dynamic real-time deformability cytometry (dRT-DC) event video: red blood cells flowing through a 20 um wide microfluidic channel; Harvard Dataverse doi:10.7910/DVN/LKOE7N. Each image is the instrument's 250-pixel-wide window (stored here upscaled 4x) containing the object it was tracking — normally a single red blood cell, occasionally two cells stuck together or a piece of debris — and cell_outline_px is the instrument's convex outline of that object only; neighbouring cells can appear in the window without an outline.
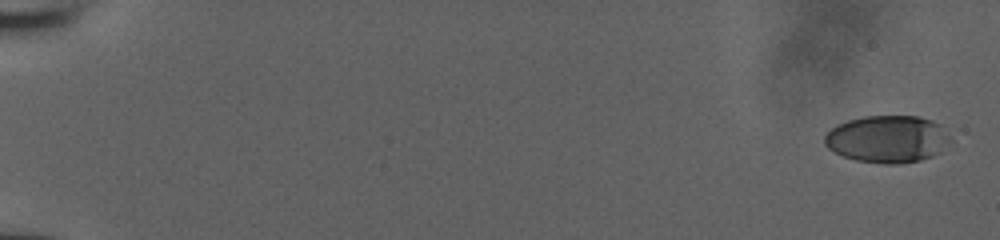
{"species": "human", "species_latin": "Homo sapiens", "temperature_condition": "room temperature", "stored_images_in_passage": 10, "camera_frame_rate_fps": 3000, "um_per_image_px": 0.085, "donor": {"sex": "male"}, "frame": {"image": 1, "passage_image": 1, "time_ms": 0.0, "image_size_px": [1000, 240], "cell_outline_px": [[952, 140], [940, 152], [932, 156], [920, 160], [896, 164], [884, 164], [856, 160], [844, 156], [828, 148], [824, 144], [824, 136], [836, 124], [848, 120], [864, 116], [920, 116], [932, 120], [940, 124]], "centroid_in_image_um": [75.44, 11.81], "position_along_channel_um": 9.6, "area_um2": 34.68}}
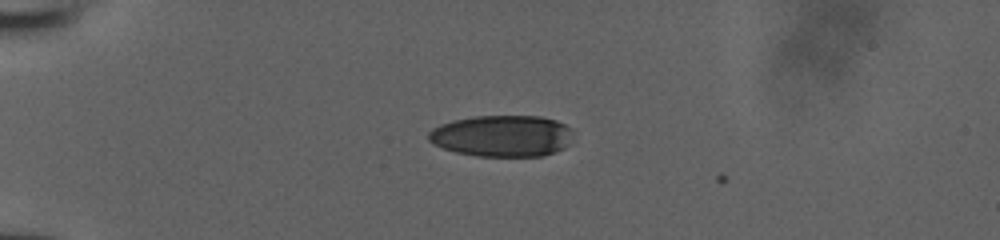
{"frame": {"image": 2, "passage_image": 7, "time_ms": 2.0, "image_size_px": [1000, 240], "cell_outline_px": [[572, 132], [568, 144], [564, 148], [544, 156], [476, 156], [456, 152], [432, 144], [428, 140], [428, 132], [432, 128], [440, 124], [452, 120], [476, 116], [540, 116], [556, 120], [572, 128]], "centroid_in_image_um": [42.66, 11.55], "position_along_channel_um": 42.3, "area_um2": 35.14}}
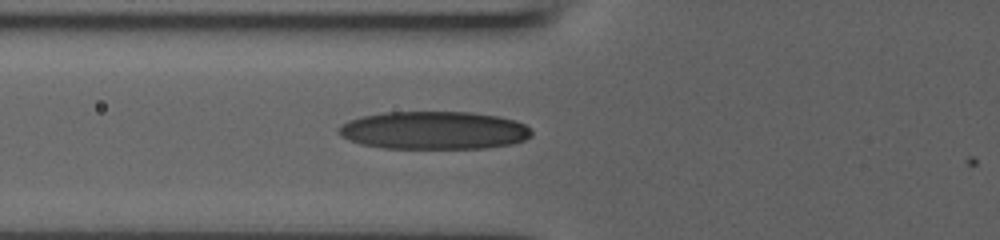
{"frame": {"image": 3, "passage_image": 10, "time_ms": 3.0, "image_size_px": [1000, 240], "cell_outline_px": [[532, 136], [524, 140], [512, 144], [488, 148], [380, 148], [360, 144], [348, 140], [340, 136], [336, 132], [336, 128], [340, 124], [348, 120], [360, 116], [384, 112], [472, 112], [500, 116], [516, 120], [524, 124], [532, 132]], "centroid_in_image_um": [36.84, 11.08], "position_along_channel_um": 89.0, "area_um2": 43.29}}